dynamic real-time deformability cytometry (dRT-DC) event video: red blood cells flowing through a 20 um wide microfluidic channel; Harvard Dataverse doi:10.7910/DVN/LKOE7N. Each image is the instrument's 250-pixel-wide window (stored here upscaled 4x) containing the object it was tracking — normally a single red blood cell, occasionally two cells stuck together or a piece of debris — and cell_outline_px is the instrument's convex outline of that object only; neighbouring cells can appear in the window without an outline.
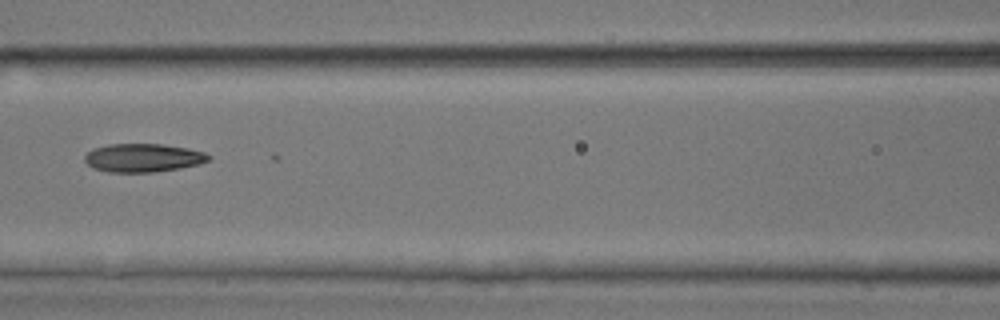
{"species": "common noctule bat (a hibernating species)", "species_latin": "Nyctalus noctula", "temperature_condition": "room temperature", "stored_images_in_passage": 8, "camera_frame_rate_fps": 3000, "um_per_image_px": 0.085, "animal": {"sex": "male", "body_mass_g": 17.9, "forearm_length_mm": 54.2}, "frame": {"image": 1, "passage_image": 7, "time_ms": 2.0, "image_size_px": [1000, 320], "cell_outline_px": [[212, 156], [208, 160], [200, 164], [180, 168], [152, 172], [108, 172], [92, 168], [84, 160], [84, 156], [92, 148], [108, 144], [160, 144], [188, 148], [204, 152]], "centroid_in_image_um": [12.14, 13.41], "position_along_channel_um": 154.5, "area_um2": 20.58}}